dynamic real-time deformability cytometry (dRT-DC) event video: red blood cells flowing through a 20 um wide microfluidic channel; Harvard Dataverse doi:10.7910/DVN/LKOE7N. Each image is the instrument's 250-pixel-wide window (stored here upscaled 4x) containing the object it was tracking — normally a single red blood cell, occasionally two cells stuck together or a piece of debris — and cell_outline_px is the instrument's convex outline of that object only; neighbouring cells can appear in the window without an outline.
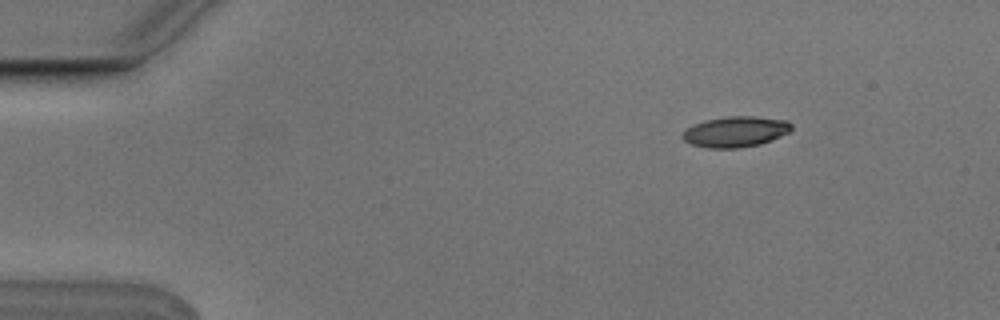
{"species": "Egyptian fruit bat (a non-hibernating species)", "species_latin": "Rousettus aegyptiacus", "temperature_condition": "cold", "stored_images_in_passage": 6, "camera_frame_rate_fps": 3000, "um_per_image_px": 0.085, "animal": {"sex": "male"}, "frame": {"image": 1, "passage_image": 2, "time_ms": 0.333, "image_size_px": [1000, 320], "cell_outline_px": [[792, 128], [788, 132], [772, 140], [760, 144], [740, 148], [708, 148], [692, 144], [684, 140], [680, 136], [692, 124], [704, 120], [728, 116], [752, 116], [788, 120], [792, 124]], "centroid_in_image_um": [62.52, 11.19], "position_along_channel_um": 22.5, "area_um2": 19.54}}
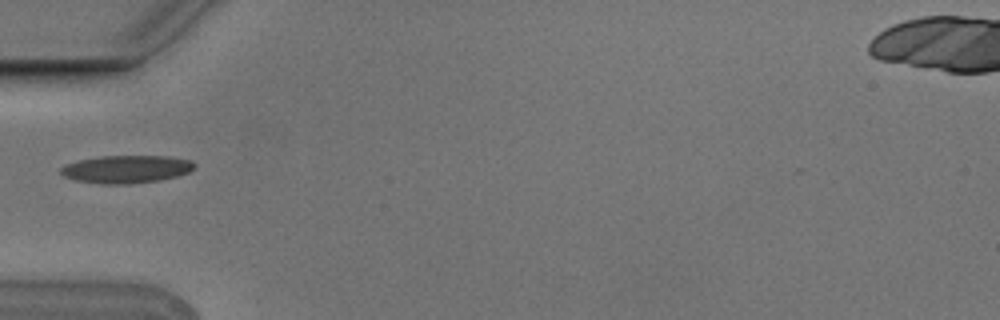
{"frame": {"image": 2, "passage_image": 5, "time_ms": 1.333, "image_size_px": [1000, 320], "cell_outline_px": [[196, 168], [188, 172], [176, 176], [160, 180], [132, 184], [100, 184], [76, 180], [64, 176], [60, 172], [60, 168], [68, 164], [80, 160], [100, 156], [168, 156], [192, 160], [196, 164]], "centroid_in_image_um": [10.78, 14.38], "position_along_channel_um": 74.2, "area_um2": 21.68}}